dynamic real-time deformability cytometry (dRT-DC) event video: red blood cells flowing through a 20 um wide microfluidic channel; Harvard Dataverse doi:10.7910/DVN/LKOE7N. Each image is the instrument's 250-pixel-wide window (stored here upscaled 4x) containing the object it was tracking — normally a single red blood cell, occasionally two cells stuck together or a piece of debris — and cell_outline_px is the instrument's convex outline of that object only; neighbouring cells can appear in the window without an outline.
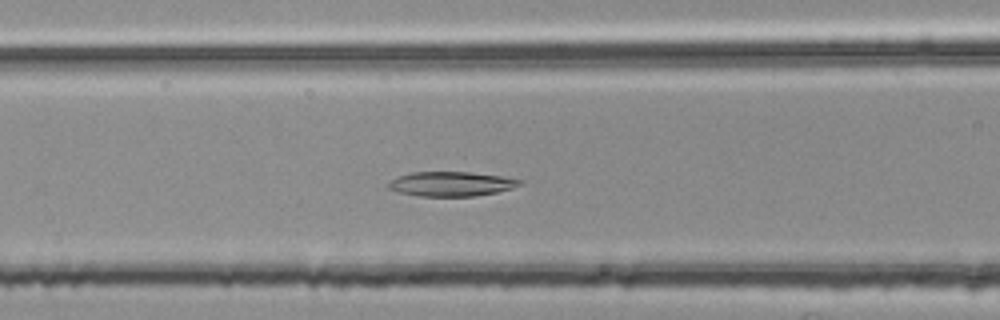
{"species": "common noctule bat (a hibernating species)", "species_latin": "Nyctalus noctula", "temperature_condition": "room temperature", "stored_images_in_passage": 46, "camera_frame_rate_fps": 3000, "um_per_image_px": 0.085, "animal": {"sex": "female", "body_mass_g": 25.1}, "frame": {"image": 1, "passage_image": 20, "time_ms": 6.333, "image_size_px": [1000, 320], "cell_outline_px": [[524, 180], [520, 184], [512, 188], [496, 192], [472, 196], [420, 196], [400, 192], [388, 188], [388, 184], [396, 176], [412, 172], [468, 172], [500, 176]], "centroid_in_image_um": [38.34, 15.62], "position_along_channel_um": 128.3, "area_um2": 18.55}}
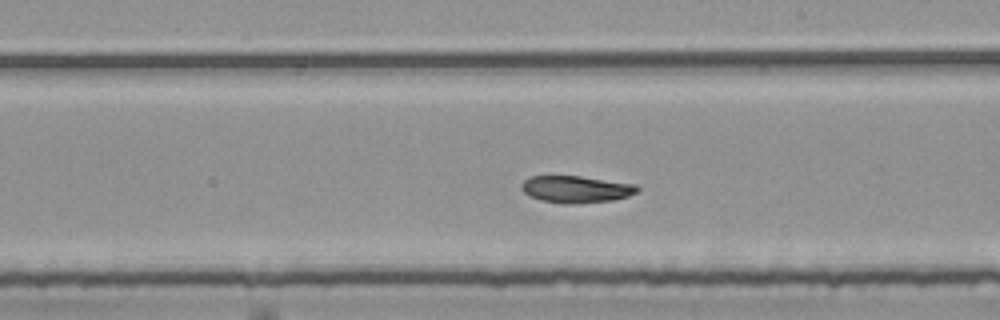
{"frame": {"image": 2, "passage_image": 29, "time_ms": 9.333, "image_size_px": [1000, 320], "cell_outline_px": [[640, 188], [636, 192], [628, 196], [612, 200], [572, 204], [564, 204], [540, 200], [528, 196], [520, 188], [520, 184], [528, 176], [580, 176], [636, 184]], "centroid_in_image_um": [48.92, 16.08], "position_along_channel_um": 240.1, "area_um2": 18.32}}
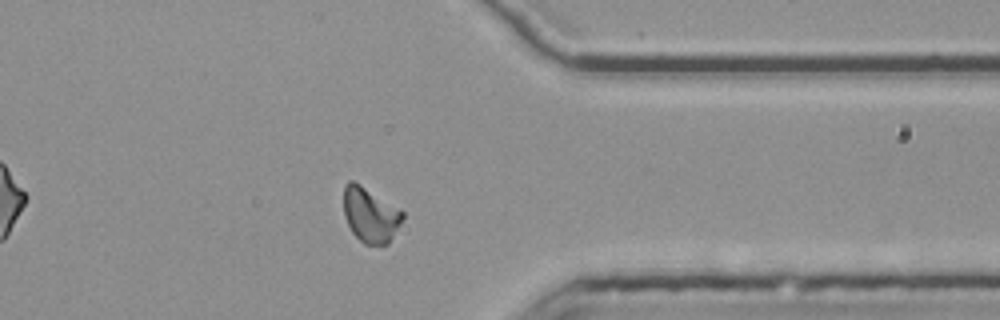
{"frame": {"image": 3, "passage_image": 41, "time_ms": 13.333, "image_size_px": [1000, 320], "cell_outline_px": [[404, 216], [388, 244], [364, 244], [352, 232], [344, 216], [344, 184], [348, 180], [352, 180], [360, 184], [400, 208], [404, 212]], "centroid_in_image_um": [31.47, 18.24], "position_along_channel_um": 379.9, "area_um2": 18.79}}